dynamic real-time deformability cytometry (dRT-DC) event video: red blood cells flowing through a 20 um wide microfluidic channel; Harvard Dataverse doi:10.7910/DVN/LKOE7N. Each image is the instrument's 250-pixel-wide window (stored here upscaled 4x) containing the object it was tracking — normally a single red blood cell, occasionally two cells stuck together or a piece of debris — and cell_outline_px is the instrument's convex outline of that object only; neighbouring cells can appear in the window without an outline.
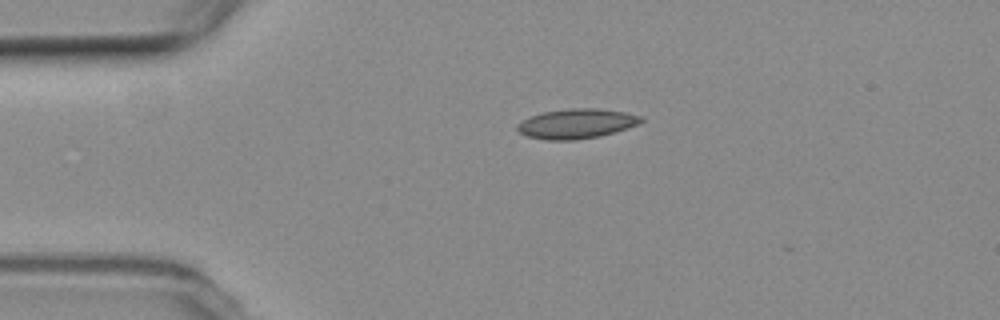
{"species": "common noctule bat (a hibernating species)", "species_latin": "Nyctalus noctula", "temperature_condition": "room temperature", "stored_images_in_passage": 2, "camera_frame_rate_fps": 3000, "um_per_image_px": 0.085, "animal": {"sex": "female", "body_mass_g": 19.3, "forearm_length_mm": 54.1}, "frame": {"image": 1, "passage_image": 1, "time_ms": 0.0, "image_size_px": [1000, 320], "cell_outline_px": [[644, 120], [636, 124], [600, 136], [576, 140], [544, 140], [528, 136], [520, 132], [516, 128], [516, 124], [528, 116], [544, 112], [572, 108], [596, 108], [624, 112], [640, 116]], "centroid_in_image_um": [48.93, 10.51], "position_along_channel_um": 36.1, "area_um2": 21.21}}